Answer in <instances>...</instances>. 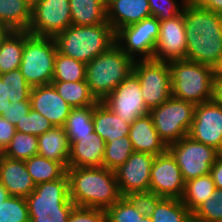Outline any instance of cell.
Masks as SVG:
<instances>
[{"mask_svg":"<svg viewBox=\"0 0 222 222\" xmlns=\"http://www.w3.org/2000/svg\"><path fill=\"white\" fill-rule=\"evenodd\" d=\"M186 60L215 69L222 56V15L188 0L183 9Z\"/></svg>","mask_w":222,"mask_h":222,"instance_id":"6da1fadb","label":"cell"},{"mask_svg":"<svg viewBox=\"0 0 222 222\" xmlns=\"http://www.w3.org/2000/svg\"><path fill=\"white\" fill-rule=\"evenodd\" d=\"M69 197L75 206L107 210L121 197L115 171L105 167H68Z\"/></svg>","mask_w":222,"mask_h":222,"instance_id":"7a4b0ae2","label":"cell"},{"mask_svg":"<svg viewBox=\"0 0 222 222\" xmlns=\"http://www.w3.org/2000/svg\"><path fill=\"white\" fill-rule=\"evenodd\" d=\"M134 62L114 43L86 64L85 80L98 102H102L133 71Z\"/></svg>","mask_w":222,"mask_h":222,"instance_id":"3957f363","label":"cell"},{"mask_svg":"<svg viewBox=\"0 0 222 222\" xmlns=\"http://www.w3.org/2000/svg\"><path fill=\"white\" fill-rule=\"evenodd\" d=\"M57 51L87 64L115 43L108 22L93 26L71 25L54 37Z\"/></svg>","mask_w":222,"mask_h":222,"instance_id":"277c9868","label":"cell"},{"mask_svg":"<svg viewBox=\"0 0 222 222\" xmlns=\"http://www.w3.org/2000/svg\"><path fill=\"white\" fill-rule=\"evenodd\" d=\"M168 64L172 97L194 105L214 99V68L188 60H173Z\"/></svg>","mask_w":222,"mask_h":222,"instance_id":"5b68a950","label":"cell"},{"mask_svg":"<svg viewBox=\"0 0 222 222\" xmlns=\"http://www.w3.org/2000/svg\"><path fill=\"white\" fill-rule=\"evenodd\" d=\"M25 199L30 222H67L75 206L69 197L67 173L58 180L37 184Z\"/></svg>","mask_w":222,"mask_h":222,"instance_id":"8992f818","label":"cell"},{"mask_svg":"<svg viewBox=\"0 0 222 222\" xmlns=\"http://www.w3.org/2000/svg\"><path fill=\"white\" fill-rule=\"evenodd\" d=\"M56 54L57 46L53 37L36 36L25 31L19 69L31 87L51 84Z\"/></svg>","mask_w":222,"mask_h":222,"instance_id":"52a82bcc","label":"cell"},{"mask_svg":"<svg viewBox=\"0 0 222 222\" xmlns=\"http://www.w3.org/2000/svg\"><path fill=\"white\" fill-rule=\"evenodd\" d=\"M195 105L170 97L158 107L150 109L149 115L159 134L168 146L187 136L194 117Z\"/></svg>","mask_w":222,"mask_h":222,"instance_id":"ba28073f","label":"cell"},{"mask_svg":"<svg viewBox=\"0 0 222 222\" xmlns=\"http://www.w3.org/2000/svg\"><path fill=\"white\" fill-rule=\"evenodd\" d=\"M167 150L176 159L185 182L210 173L211 166L222 154L216 148L204 145L188 135L169 144Z\"/></svg>","mask_w":222,"mask_h":222,"instance_id":"9c48e42d","label":"cell"},{"mask_svg":"<svg viewBox=\"0 0 222 222\" xmlns=\"http://www.w3.org/2000/svg\"><path fill=\"white\" fill-rule=\"evenodd\" d=\"M133 72L138 76L145 105L150 110L172 96L168 62L154 59L135 60Z\"/></svg>","mask_w":222,"mask_h":222,"instance_id":"30bf717a","label":"cell"},{"mask_svg":"<svg viewBox=\"0 0 222 222\" xmlns=\"http://www.w3.org/2000/svg\"><path fill=\"white\" fill-rule=\"evenodd\" d=\"M159 32L160 21L151 16L117 30L115 43L134 60L153 59Z\"/></svg>","mask_w":222,"mask_h":222,"instance_id":"8fae6325","label":"cell"},{"mask_svg":"<svg viewBox=\"0 0 222 222\" xmlns=\"http://www.w3.org/2000/svg\"><path fill=\"white\" fill-rule=\"evenodd\" d=\"M72 25L69 0H36L32 3L28 32L55 37Z\"/></svg>","mask_w":222,"mask_h":222,"instance_id":"7c38bea8","label":"cell"},{"mask_svg":"<svg viewBox=\"0 0 222 222\" xmlns=\"http://www.w3.org/2000/svg\"><path fill=\"white\" fill-rule=\"evenodd\" d=\"M102 103L126 123L149 114L138 76L132 71Z\"/></svg>","mask_w":222,"mask_h":222,"instance_id":"4fadbf2b","label":"cell"},{"mask_svg":"<svg viewBox=\"0 0 222 222\" xmlns=\"http://www.w3.org/2000/svg\"><path fill=\"white\" fill-rule=\"evenodd\" d=\"M188 136L222 153V105L215 99L195 105Z\"/></svg>","mask_w":222,"mask_h":222,"instance_id":"5bb4252c","label":"cell"},{"mask_svg":"<svg viewBox=\"0 0 222 222\" xmlns=\"http://www.w3.org/2000/svg\"><path fill=\"white\" fill-rule=\"evenodd\" d=\"M185 189L176 159L167 150L156 155L151 167L149 191L164 198L181 199Z\"/></svg>","mask_w":222,"mask_h":222,"instance_id":"9a60e30c","label":"cell"},{"mask_svg":"<svg viewBox=\"0 0 222 222\" xmlns=\"http://www.w3.org/2000/svg\"><path fill=\"white\" fill-rule=\"evenodd\" d=\"M155 155L134 151L126 162L115 170L122 196L132 192L149 191L150 173Z\"/></svg>","mask_w":222,"mask_h":222,"instance_id":"2e32d148","label":"cell"},{"mask_svg":"<svg viewBox=\"0 0 222 222\" xmlns=\"http://www.w3.org/2000/svg\"><path fill=\"white\" fill-rule=\"evenodd\" d=\"M186 28L183 12L172 19L160 21V32L153 59L163 62L186 60Z\"/></svg>","mask_w":222,"mask_h":222,"instance_id":"e0dca14e","label":"cell"},{"mask_svg":"<svg viewBox=\"0 0 222 222\" xmlns=\"http://www.w3.org/2000/svg\"><path fill=\"white\" fill-rule=\"evenodd\" d=\"M30 102L31 108L46 117L54 126L63 127L72 109L52 84L32 87Z\"/></svg>","mask_w":222,"mask_h":222,"instance_id":"ac0fdd59","label":"cell"},{"mask_svg":"<svg viewBox=\"0 0 222 222\" xmlns=\"http://www.w3.org/2000/svg\"><path fill=\"white\" fill-rule=\"evenodd\" d=\"M0 182L11 196L26 198L36 184L29 174L25 160L11 159L0 154Z\"/></svg>","mask_w":222,"mask_h":222,"instance_id":"d6986e66","label":"cell"},{"mask_svg":"<svg viewBox=\"0 0 222 222\" xmlns=\"http://www.w3.org/2000/svg\"><path fill=\"white\" fill-rule=\"evenodd\" d=\"M69 143L68 167H103L106 142L96 132Z\"/></svg>","mask_w":222,"mask_h":222,"instance_id":"ffe728a7","label":"cell"},{"mask_svg":"<svg viewBox=\"0 0 222 222\" xmlns=\"http://www.w3.org/2000/svg\"><path fill=\"white\" fill-rule=\"evenodd\" d=\"M106 7L107 22L114 32L151 17L148 0H110Z\"/></svg>","mask_w":222,"mask_h":222,"instance_id":"44dd1931","label":"cell"},{"mask_svg":"<svg viewBox=\"0 0 222 222\" xmlns=\"http://www.w3.org/2000/svg\"><path fill=\"white\" fill-rule=\"evenodd\" d=\"M128 137L136 152H146L156 156L165 153L168 149V146L159 137L149 114L136 118L131 123Z\"/></svg>","mask_w":222,"mask_h":222,"instance_id":"7402d4cb","label":"cell"},{"mask_svg":"<svg viewBox=\"0 0 222 222\" xmlns=\"http://www.w3.org/2000/svg\"><path fill=\"white\" fill-rule=\"evenodd\" d=\"M93 124L94 132L105 142L128 136L131 127V123H126L102 102L93 106Z\"/></svg>","mask_w":222,"mask_h":222,"instance_id":"603a6c76","label":"cell"},{"mask_svg":"<svg viewBox=\"0 0 222 222\" xmlns=\"http://www.w3.org/2000/svg\"><path fill=\"white\" fill-rule=\"evenodd\" d=\"M70 143L64 127L53 126L38 136V155L62 162L68 168Z\"/></svg>","mask_w":222,"mask_h":222,"instance_id":"cb8c5ba5","label":"cell"},{"mask_svg":"<svg viewBox=\"0 0 222 222\" xmlns=\"http://www.w3.org/2000/svg\"><path fill=\"white\" fill-rule=\"evenodd\" d=\"M72 25L93 26L107 22L103 0H69Z\"/></svg>","mask_w":222,"mask_h":222,"instance_id":"d4e9b609","label":"cell"},{"mask_svg":"<svg viewBox=\"0 0 222 222\" xmlns=\"http://www.w3.org/2000/svg\"><path fill=\"white\" fill-rule=\"evenodd\" d=\"M31 10L29 0H0V19L11 31L28 30Z\"/></svg>","mask_w":222,"mask_h":222,"instance_id":"484cf974","label":"cell"},{"mask_svg":"<svg viewBox=\"0 0 222 222\" xmlns=\"http://www.w3.org/2000/svg\"><path fill=\"white\" fill-rule=\"evenodd\" d=\"M25 31H11L0 41V74L20 68Z\"/></svg>","mask_w":222,"mask_h":222,"instance_id":"4316f807","label":"cell"},{"mask_svg":"<svg viewBox=\"0 0 222 222\" xmlns=\"http://www.w3.org/2000/svg\"><path fill=\"white\" fill-rule=\"evenodd\" d=\"M25 165L36 185L58 180L67 173V167L62 162L49 160L38 154L25 160Z\"/></svg>","mask_w":222,"mask_h":222,"instance_id":"83f0119b","label":"cell"},{"mask_svg":"<svg viewBox=\"0 0 222 222\" xmlns=\"http://www.w3.org/2000/svg\"><path fill=\"white\" fill-rule=\"evenodd\" d=\"M210 173L185 182L182 203L193 213L203 202L212 197L215 191Z\"/></svg>","mask_w":222,"mask_h":222,"instance_id":"f1b7e54d","label":"cell"},{"mask_svg":"<svg viewBox=\"0 0 222 222\" xmlns=\"http://www.w3.org/2000/svg\"><path fill=\"white\" fill-rule=\"evenodd\" d=\"M51 84L72 108L94 106L98 102L91 94L86 80L77 82L52 81Z\"/></svg>","mask_w":222,"mask_h":222,"instance_id":"f546056e","label":"cell"},{"mask_svg":"<svg viewBox=\"0 0 222 222\" xmlns=\"http://www.w3.org/2000/svg\"><path fill=\"white\" fill-rule=\"evenodd\" d=\"M63 127L69 142L94 132L93 106L72 108Z\"/></svg>","mask_w":222,"mask_h":222,"instance_id":"4dcf8cb0","label":"cell"},{"mask_svg":"<svg viewBox=\"0 0 222 222\" xmlns=\"http://www.w3.org/2000/svg\"><path fill=\"white\" fill-rule=\"evenodd\" d=\"M153 222H192V213L177 198H162L151 216Z\"/></svg>","mask_w":222,"mask_h":222,"instance_id":"1f68e13d","label":"cell"},{"mask_svg":"<svg viewBox=\"0 0 222 222\" xmlns=\"http://www.w3.org/2000/svg\"><path fill=\"white\" fill-rule=\"evenodd\" d=\"M86 64L57 51L52 81L77 82L85 80Z\"/></svg>","mask_w":222,"mask_h":222,"instance_id":"d6a6232c","label":"cell"},{"mask_svg":"<svg viewBox=\"0 0 222 222\" xmlns=\"http://www.w3.org/2000/svg\"><path fill=\"white\" fill-rule=\"evenodd\" d=\"M0 154L11 159H30L38 154V137L16 131L11 142Z\"/></svg>","mask_w":222,"mask_h":222,"instance_id":"836d02e7","label":"cell"},{"mask_svg":"<svg viewBox=\"0 0 222 222\" xmlns=\"http://www.w3.org/2000/svg\"><path fill=\"white\" fill-rule=\"evenodd\" d=\"M134 152L128 136H122L114 141L106 142L103 167L115 171Z\"/></svg>","mask_w":222,"mask_h":222,"instance_id":"e575fe53","label":"cell"},{"mask_svg":"<svg viewBox=\"0 0 222 222\" xmlns=\"http://www.w3.org/2000/svg\"><path fill=\"white\" fill-rule=\"evenodd\" d=\"M0 77L5 84L6 96L11 103L30 101L32 87L26 82L20 69L2 73Z\"/></svg>","mask_w":222,"mask_h":222,"instance_id":"d590c367","label":"cell"},{"mask_svg":"<svg viewBox=\"0 0 222 222\" xmlns=\"http://www.w3.org/2000/svg\"><path fill=\"white\" fill-rule=\"evenodd\" d=\"M192 222H222V189H215L212 197L192 213Z\"/></svg>","mask_w":222,"mask_h":222,"instance_id":"8d00e7d4","label":"cell"},{"mask_svg":"<svg viewBox=\"0 0 222 222\" xmlns=\"http://www.w3.org/2000/svg\"><path fill=\"white\" fill-rule=\"evenodd\" d=\"M0 222H30L26 199L10 196L0 203Z\"/></svg>","mask_w":222,"mask_h":222,"instance_id":"74e56055","label":"cell"},{"mask_svg":"<svg viewBox=\"0 0 222 222\" xmlns=\"http://www.w3.org/2000/svg\"><path fill=\"white\" fill-rule=\"evenodd\" d=\"M143 217L125 196L106 210V222H140Z\"/></svg>","mask_w":222,"mask_h":222,"instance_id":"f35d334b","label":"cell"},{"mask_svg":"<svg viewBox=\"0 0 222 222\" xmlns=\"http://www.w3.org/2000/svg\"><path fill=\"white\" fill-rule=\"evenodd\" d=\"M54 125L46 119L39 112L34 111L32 108L28 114L24 116L21 122L15 125L16 131L31 134L35 136H40L47 132Z\"/></svg>","mask_w":222,"mask_h":222,"instance_id":"ab89813d","label":"cell"},{"mask_svg":"<svg viewBox=\"0 0 222 222\" xmlns=\"http://www.w3.org/2000/svg\"><path fill=\"white\" fill-rule=\"evenodd\" d=\"M151 16L159 21L172 19L183 12L188 0H183L177 4L176 0H148ZM180 5V6H179ZM182 6V7H181Z\"/></svg>","mask_w":222,"mask_h":222,"instance_id":"60d3db41","label":"cell"},{"mask_svg":"<svg viewBox=\"0 0 222 222\" xmlns=\"http://www.w3.org/2000/svg\"><path fill=\"white\" fill-rule=\"evenodd\" d=\"M125 197L132 203L137 211L146 217H151L157 203L163 198L151 192H132Z\"/></svg>","mask_w":222,"mask_h":222,"instance_id":"b9f144b4","label":"cell"},{"mask_svg":"<svg viewBox=\"0 0 222 222\" xmlns=\"http://www.w3.org/2000/svg\"><path fill=\"white\" fill-rule=\"evenodd\" d=\"M67 222H106V210L74 206Z\"/></svg>","mask_w":222,"mask_h":222,"instance_id":"7bdbcfd3","label":"cell"},{"mask_svg":"<svg viewBox=\"0 0 222 222\" xmlns=\"http://www.w3.org/2000/svg\"><path fill=\"white\" fill-rule=\"evenodd\" d=\"M31 110L30 101H20L9 103L8 107L3 111L1 116L7 119L14 126L21 122L26 114Z\"/></svg>","mask_w":222,"mask_h":222,"instance_id":"ee69618b","label":"cell"},{"mask_svg":"<svg viewBox=\"0 0 222 222\" xmlns=\"http://www.w3.org/2000/svg\"><path fill=\"white\" fill-rule=\"evenodd\" d=\"M16 133V128L7 119L0 116V153L11 142Z\"/></svg>","mask_w":222,"mask_h":222,"instance_id":"f6af8a7d","label":"cell"},{"mask_svg":"<svg viewBox=\"0 0 222 222\" xmlns=\"http://www.w3.org/2000/svg\"><path fill=\"white\" fill-rule=\"evenodd\" d=\"M210 175L212 177V180L214 181L215 188L222 189V154L211 166Z\"/></svg>","mask_w":222,"mask_h":222,"instance_id":"bcb514c9","label":"cell"},{"mask_svg":"<svg viewBox=\"0 0 222 222\" xmlns=\"http://www.w3.org/2000/svg\"><path fill=\"white\" fill-rule=\"evenodd\" d=\"M196 5L222 15V0H191Z\"/></svg>","mask_w":222,"mask_h":222,"instance_id":"7dc6e473","label":"cell"},{"mask_svg":"<svg viewBox=\"0 0 222 222\" xmlns=\"http://www.w3.org/2000/svg\"><path fill=\"white\" fill-rule=\"evenodd\" d=\"M11 103L8 97L6 96L5 84L3 83L0 77V116L8 107V104Z\"/></svg>","mask_w":222,"mask_h":222,"instance_id":"c3c4849f","label":"cell"},{"mask_svg":"<svg viewBox=\"0 0 222 222\" xmlns=\"http://www.w3.org/2000/svg\"><path fill=\"white\" fill-rule=\"evenodd\" d=\"M214 99L222 105V77H215Z\"/></svg>","mask_w":222,"mask_h":222,"instance_id":"681fc988","label":"cell"},{"mask_svg":"<svg viewBox=\"0 0 222 222\" xmlns=\"http://www.w3.org/2000/svg\"><path fill=\"white\" fill-rule=\"evenodd\" d=\"M10 32H11V30L0 19V41L3 40Z\"/></svg>","mask_w":222,"mask_h":222,"instance_id":"f907efd6","label":"cell"},{"mask_svg":"<svg viewBox=\"0 0 222 222\" xmlns=\"http://www.w3.org/2000/svg\"><path fill=\"white\" fill-rule=\"evenodd\" d=\"M11 195L7 191V189L3 186V184L0 182V203H3L7 198H9Z\"/></svg>","mask_w":222,"mask_h":222,"instance_id":"816d5d0a","label":"cell"},{"mask_svg":"<svg viewBox=\"0 0 222 222\" xmlns=\"http://www.w3.org/2000/svg\"><path fill=\"white\" fill-rule=\"evenodd\" d=\"M214 71H215V77H222V56L218 65L215 67Z\"/></svg>","mask_w":222,"mask_h":222,"instance_id":"f5cc1de1","label":"cell"},{"mask_svg":"<svg viewBox=\"0 0 222 222\" xmlns=\"http://www.w3.org/2000/svg\"><path fill=\"white\" fill-rule=\"evenodd\" d=\"M140 222H153L151 217L144 216L143 219L140 220Z\"/></svg>","mask_w":222,"mask_h":222,"instance_id":"db71d44e","label":"cell"},{"mask_svg":"<svg viewBox=\"0 0 222 222\" xmlns=\"http://www.w3.org/2000/svg\"><path fill=\"white\" fill-rule=\"evenodd\" d=\"M106 4L110 1V0H103Z\"/></svg>","mask_w":222,"mask_h":222,"instance_id":"11a10c76","label":"cell"}]
</instances>
